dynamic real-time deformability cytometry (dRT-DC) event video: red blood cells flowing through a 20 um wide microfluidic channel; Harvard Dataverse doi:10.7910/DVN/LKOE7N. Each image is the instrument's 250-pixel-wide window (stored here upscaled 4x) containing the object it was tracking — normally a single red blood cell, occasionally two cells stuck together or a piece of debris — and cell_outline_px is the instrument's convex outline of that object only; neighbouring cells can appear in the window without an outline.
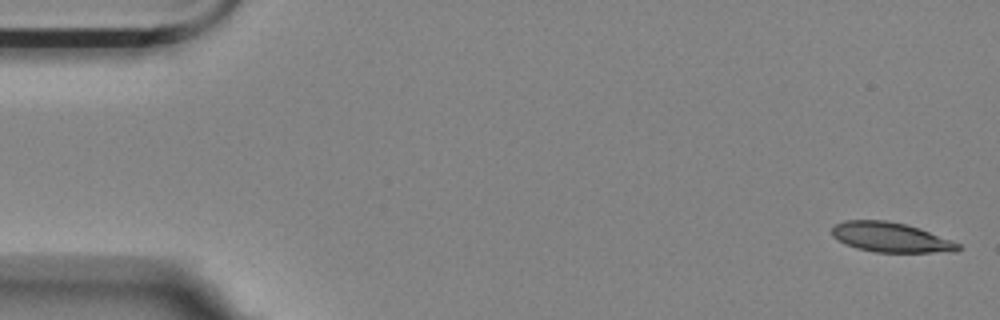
{"species": "Egyptian fruit bat (a non-hibernating species)", "species_latin": "Rousettus aegyptiacus", "temperature_condition": "room temperature", "stored_images_in_passage": 6, "camera_frame_rate_fps": 3000, "um_per_image_px": 0.085, "animal": {"sex": "female"}, "frame": {"image": 1, "passage_image": 1, "time_ms": 0.0, "image_size_px": [1000, 320], "cell_outline_px": [[964, 248], [956, 252], [876, 252], [856, 248], [832, 236], [832, 228], [836, 224], [844, 220], [888, 220], [920, 228], [952, 240], [960, 244]], "centroid_in_image_um": [75.77, 20.17], "position_along_channel_um": 9.2, "area_um2": 21.91}}
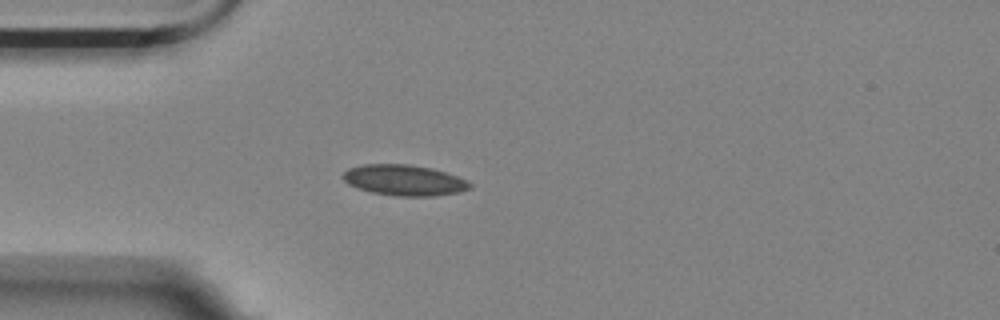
{"frame": {"image": 2, "passage_image": 5, "time_ms": 4.667, "image_size_px": [1000, 320], "cell_outline_px": [[472, 188], [460, 192], [432, 196], [396, 196], [372, 192], [348, 184], [344, 180], [344, 172], [348, 168], [364, 164], [408, 164], [432, 168], [456, 176], [472, 184]], "centroid_in_image_um": [34.37, 15.31], "position_along_channel_um": 50.6, "area_um2": 22.54}}